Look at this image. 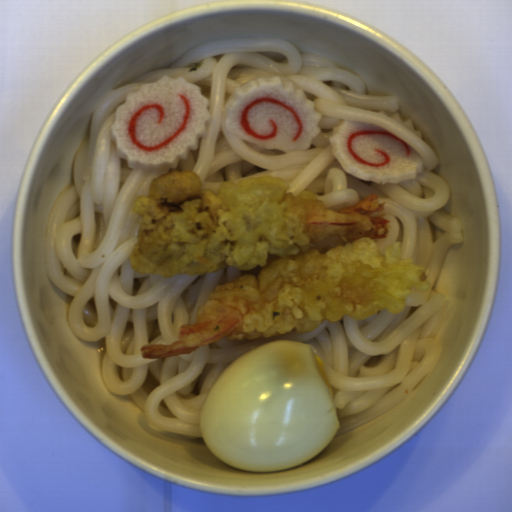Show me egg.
<instances>
[{"mask_svg": "<svg viewBox=\"0 0 512 512\" xmlns=\"http://www.w3.org/2000/svg\"><path fill=\"white\" fill-rule=\"evenodd\" d=\"M340 427L334 390L311 346L274 340L229 362L200 413L207 450L240 471L305 463Z\"/></svg>", "mask_w": 512, "mask_h": 512, "instance_id": "obj_1", "label": "egg"}]
</instances>
